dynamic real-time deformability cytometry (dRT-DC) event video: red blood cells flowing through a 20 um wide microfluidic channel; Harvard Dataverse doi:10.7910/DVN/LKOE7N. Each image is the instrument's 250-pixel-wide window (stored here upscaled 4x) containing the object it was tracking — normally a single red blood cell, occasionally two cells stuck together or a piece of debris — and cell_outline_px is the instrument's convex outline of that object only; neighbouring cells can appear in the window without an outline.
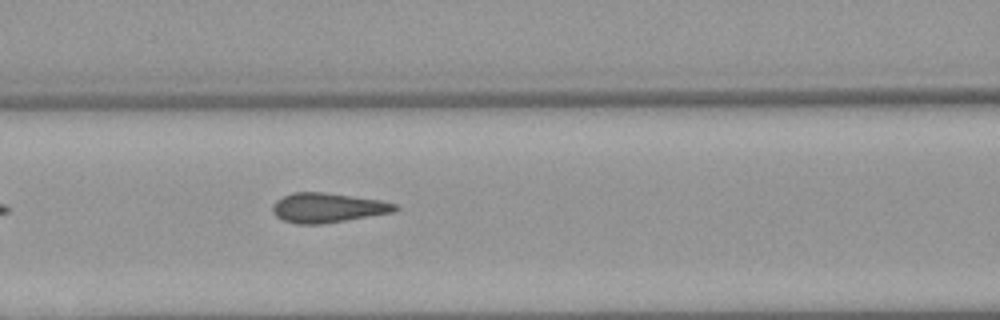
{"species": "Egyptian fruit bat (a non-hibernating species)", "species_latin": "Rousettus aegyptiacus", "temperature_condition": "warm", "stored_images_in_passage": 6, "segment_of_instrument_passage": [1, 2], "camera_frame_rate_fps": 3000, "um_per_image_px": 0.085, "animal": {"sex": "female"}, "frame": {"image": 1, "passage_image": 5, "time_ms": 5.667, "image_size_px": [1000, 320], "cell_outline_px": [[400, 208], [392, 212], [324, 224], [296, 224], [284, 220], [276, 216], [272, 212], [272, 204], [276, 200], [292, 192], [324, 192], [380, 200], [396, 204]], "centroid_in_image_um": [27.82, 17.66], "position_along_channel_um": 138.8, "area_um2": 21.1}}